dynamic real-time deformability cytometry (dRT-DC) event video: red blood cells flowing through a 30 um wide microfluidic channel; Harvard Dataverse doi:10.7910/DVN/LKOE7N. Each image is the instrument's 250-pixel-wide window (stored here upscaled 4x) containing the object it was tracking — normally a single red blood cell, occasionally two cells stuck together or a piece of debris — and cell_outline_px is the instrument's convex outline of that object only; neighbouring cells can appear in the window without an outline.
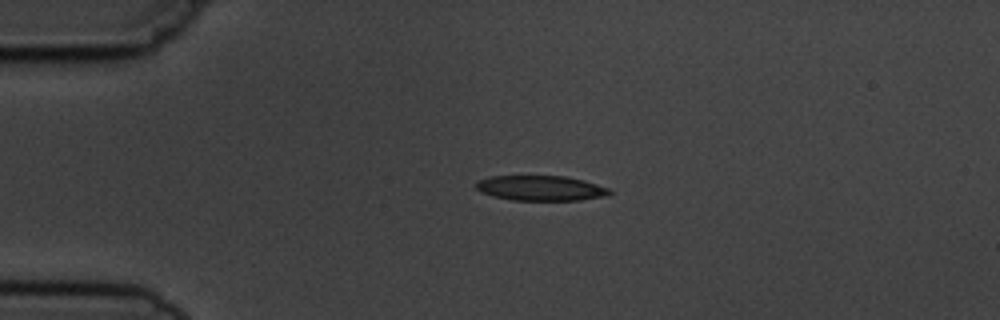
{"species": "common noctule bat (a hibernating species)", "species_latin": "Nyctalus noctula", "temperature_condition": "cold", "stored_images_in_passage": 2, "camera_frame_rate_fps": 3000, "um_per_image_px": 0.085, "animal": {"sex": "male", "body_mass_g": 19.5, "forearm_length_mm": 54.6}, "frame": {"image": 1, "passage_image": 1, "time_ms": 0.0, "image_size_px": [1000, 320], "cell_outline_px": [[612, 192], [604, 196], [580, 200], [512, 200], [492, 196], [480, 192], [476, 188], [476, 184], [480, 180], [492, 176], [564, 176], [584, 180], [608, 188]], "centroid_in_image_um": [45.95, 15.99], "position_along_channel_um": 39.1, "area_um2": 19.36}}